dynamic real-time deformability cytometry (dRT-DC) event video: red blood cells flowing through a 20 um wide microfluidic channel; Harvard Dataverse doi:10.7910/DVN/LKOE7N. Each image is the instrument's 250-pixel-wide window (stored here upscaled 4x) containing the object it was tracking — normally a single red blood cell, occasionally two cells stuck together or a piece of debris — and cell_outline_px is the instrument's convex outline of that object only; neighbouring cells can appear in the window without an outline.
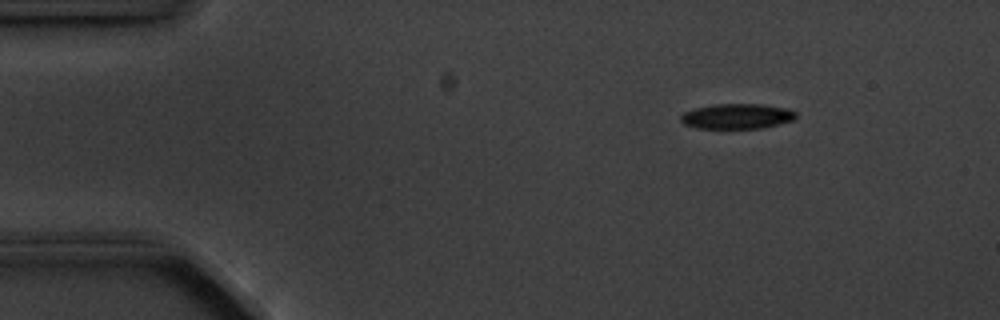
{"species": "common noctule bat (a hibernating species)", "species_latin": "Nyctalus noctula", "temperature_condition": "cold", "stored_images_in_passage": 5, "camera_frame_rate_fps": 3000, "um_per_image_px": 0.085, "animal": {"sex": "male", "body_mass_g": 20.1, "forearm_length_mm": 53.5}, "frame": {"image": 1, "passage_image": 2, "time_ms": 1.333, "image_size_px": [1000, 320], "cell_outline_px": [[796, 116], [792, 120], [760, 128], [696, 128], [684, 124], [680, 120], [680, 116], [684, 112], [696, 108], [712, 104], [764, 104], [784, 108], [796, 112]], "centroid_in_image_um": [62.59, 9.87], "position_along_channel_um": 22.4, "area_um2": 16.7}}
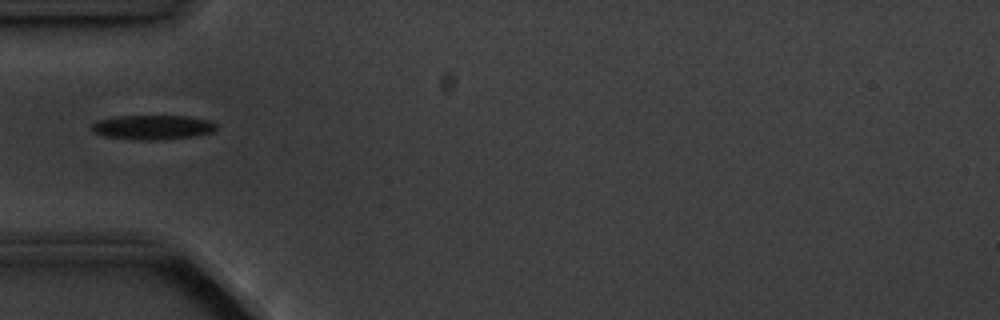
{"frame": {"image": 2, "passage_image": 5, "time_ms": 4.667, "image_size_px": [1000, 320], "cell_outline_px": [[216, 128], [212, 132], [192, 136], [156, 140], [132, 140], [104, 136], [92, 132], [92, 124], [96, 120], [116, 116], [188, 116], [212, 120], [216, 124]], "centroid_in_image_um": [12.95, 10.81], "position_along_channel_um": 72.1, "area_um2": 17.92}}